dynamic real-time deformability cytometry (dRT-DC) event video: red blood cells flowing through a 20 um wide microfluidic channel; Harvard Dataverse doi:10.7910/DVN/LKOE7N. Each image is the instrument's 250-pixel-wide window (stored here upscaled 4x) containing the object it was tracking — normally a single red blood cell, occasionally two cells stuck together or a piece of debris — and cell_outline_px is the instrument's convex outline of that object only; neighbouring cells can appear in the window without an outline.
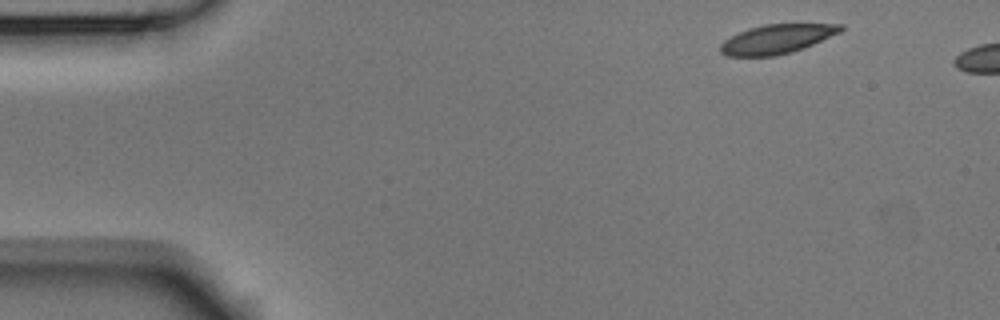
{"species": "Egyptian fruit bat (a non-hibernating species)", "species_latin": "Rousettus aegyptiacus", "temperature_condition": "room temperature", "stored_images_in_passage": 2, "camera_frame_rate_fps": 3000, "um_per_image_px": 0.085, "animal": {"sex": "male"}, "frame": {"image": 1, "passage_image": 1, "time_ms": 0.0, "image_size_px": [1000, 320], "cell_outline_px": [[844, 28], [840, 32], [804, 48], [792, 52], [776, 56], [728, 56], [720, 52], [720, 44], [724, 40], [748, 28], [764, 24], [844, 24]], "centroid_in_image_um": [66.03, 3.32], "position_along_channel_um": 19.0, "area_um2": 20.4}}